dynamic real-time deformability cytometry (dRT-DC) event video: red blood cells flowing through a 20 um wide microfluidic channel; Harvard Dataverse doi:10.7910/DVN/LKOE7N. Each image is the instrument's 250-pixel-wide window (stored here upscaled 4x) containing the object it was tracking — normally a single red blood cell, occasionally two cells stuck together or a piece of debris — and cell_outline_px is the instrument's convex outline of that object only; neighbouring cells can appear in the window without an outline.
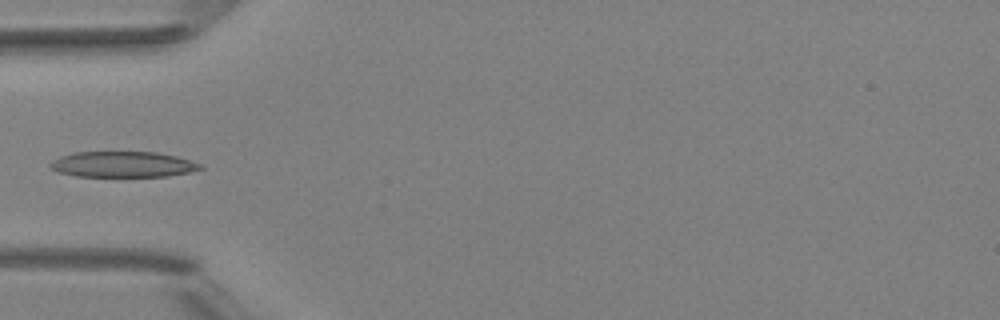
{"species": "Egyptian fruit bat (a non-hibernating species)", "species_latin": "Rousettus aegyptiacus", "temperature_condition": "room temperature", "stored_images_in_passage": 5, "camera_frame_rate_fps": 3000, "um_per_image_px": 0.085, "animal": {"sex": "female"}, "frame": {"image": 1, "passage_image": 4, "time_ms": 3.667, "image_size_px": [1000, 320], "cell_outline_px": [[204, 168], [188, 172], [168, 176], [76, 176], [56, 172], [48, 164], [52, 160], [60, 156], [72, 152], [156, 152], [176, 156], [204, 164]], "centroid_in_image_um": [10.43, 13.96], "position_along_channel_um": 74.6, "area_um2": 22.6}}
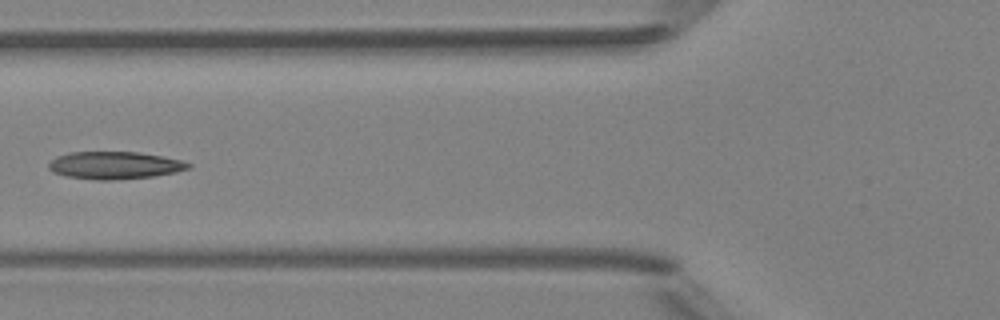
{"frame": {"image": 2, "passage_image": 5, "time_ms": 4.667, "image_size_px": [1000, 320], "cell_outline_px": [[192, 164], [188, 168], [176, 172], [152, 176], [112, 180], [96, 180], [68, 176], [52, 172], [48, 168], [48, 164], [56, 156], [68, 152], [140, 152], [180, 160]], "centroid_in_image_um": [9.7, 14.05], "position_along_channel_um": 116.1, "area_um2": 22.2}}